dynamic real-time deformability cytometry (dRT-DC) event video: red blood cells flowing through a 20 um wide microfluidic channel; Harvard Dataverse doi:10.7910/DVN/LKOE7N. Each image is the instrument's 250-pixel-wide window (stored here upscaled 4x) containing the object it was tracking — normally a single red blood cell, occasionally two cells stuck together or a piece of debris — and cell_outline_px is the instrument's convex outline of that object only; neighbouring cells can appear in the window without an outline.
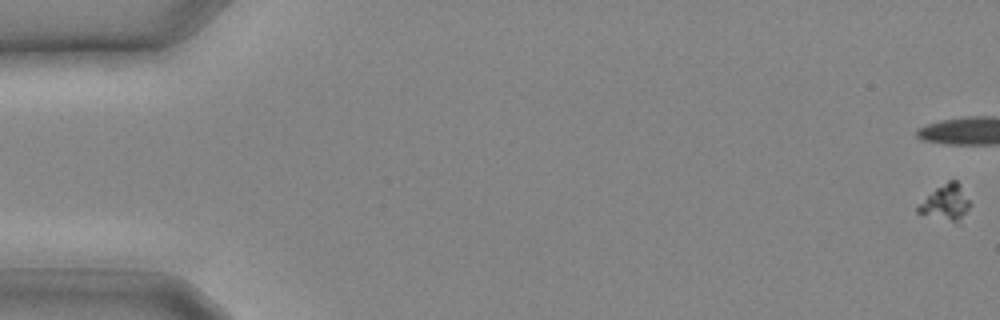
{"species": "common noctule bat (a hibernating species)", "species_latin": "Nyctalus noctula", "temperature_condition": "cold", "stored_images_in_passage": 28, "segment_of_instrument_passage": [1, 2], "camera_frame_rate_fps": 3000, "um_per_image_px": 0.085, "animal": {"sex": "male", "body_mass_g": 20.4}, "frame": {"image": 1, "passage_image": 1, "time_ms": 0.0, "image_size_px": [1000, 320], "cell_outline_px": [[968, 208], [956, 224], [916, 212], [916, 204], [936, 188], [948, 180], [956, 180], [960, 184], [968, 200]], "centroid_in_image_um": [80.32, 17.22], "position_along_channel_um": 4.7, "area_um2": 10.69}}